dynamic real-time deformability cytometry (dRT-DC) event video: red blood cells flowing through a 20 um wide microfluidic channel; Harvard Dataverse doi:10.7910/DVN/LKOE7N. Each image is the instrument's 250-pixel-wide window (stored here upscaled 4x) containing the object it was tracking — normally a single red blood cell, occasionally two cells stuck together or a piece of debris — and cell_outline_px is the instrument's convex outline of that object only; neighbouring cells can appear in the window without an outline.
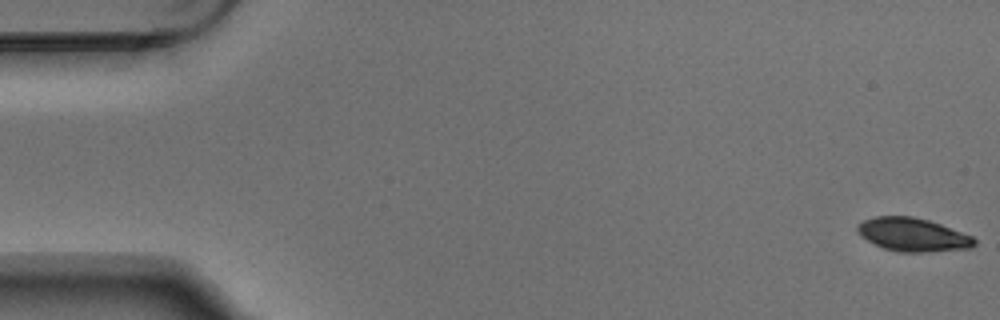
{"species": "Egyptian fruit bat (a non-hibernating species)", "species_latin": "Rousettus aegyptiacus", "temperature_condition": "warm", "stored_images_in_passage": 5, "camera_frame_rate_fps": 3000, "um_per_image_px": 0.085, "animal": {"sex": "male"}, "frame": {"image": 1, "passage_image": 1, "time_ms": 0.0, "image_size_px": [1000, 320], "cell_outline_px": [[976, 244], [972, 248], [924, 252], [900, 252], [884, 248], [860, 236], [856, 228], [856, 224], [872, 216], [912, 216], [928, 220], [940, 224], [972, 236], [976, 240]], "centroid_in_image_um": [77.57, 19.94], "position_along_channel_um": 7.4, "area_um2": 22.72}}
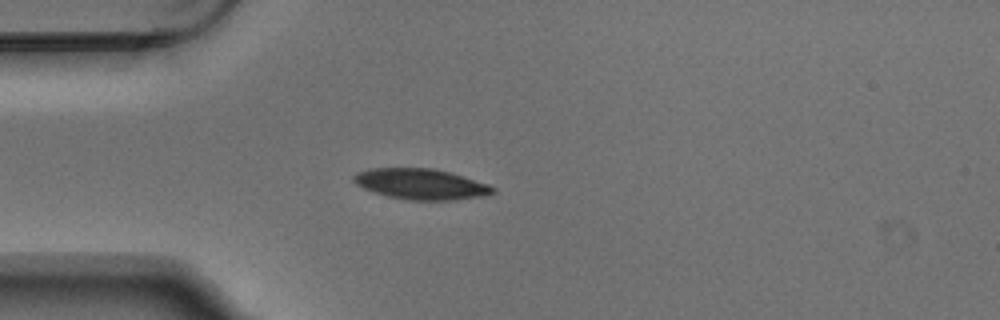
{"frame": {"image": 2, "passage_image": 5, "time_ms": 1.333, "image_size_px": [1000, 320], "cell_outline_px": [[496, 192], [480, 196], [456, 200], [408, 200], [388, 196], [372, 192], [356, 184], [352, 180], [352, 176], [356, 172], [368, 168], [432, 168], [448, 172], [488, 184], [496, 188]], "centroid_in_image_um": [35.73, 15.64], "position_along_channel_um": 49.3, "area_um2": 24.85}}